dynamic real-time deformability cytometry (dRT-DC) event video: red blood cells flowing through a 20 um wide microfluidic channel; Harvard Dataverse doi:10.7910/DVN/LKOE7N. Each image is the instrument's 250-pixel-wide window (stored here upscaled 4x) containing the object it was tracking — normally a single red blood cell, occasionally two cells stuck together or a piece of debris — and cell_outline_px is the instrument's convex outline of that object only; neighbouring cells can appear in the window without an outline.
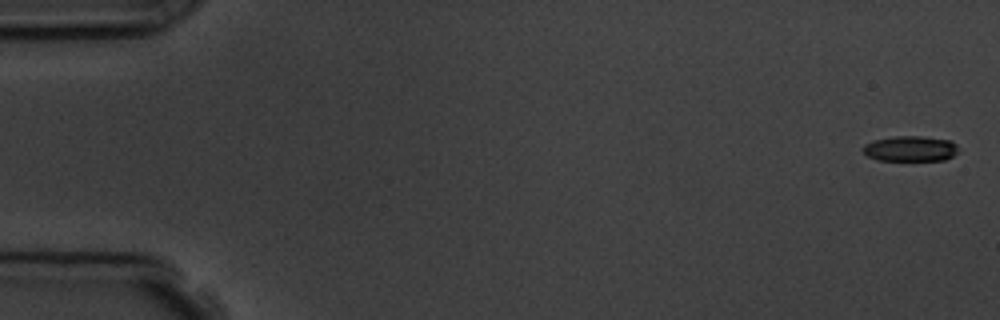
{"species": "common noctule bat (a hibernating species)", "species_latin": "Nyctalus noctula", "temperature_condition": "room temperature", "stored_images_in_passage": 5, "camera_frame_rate_fps": 3000, "um_per_image_px": 0.085, "animal": {"sex": "male", "body_mass_g": 19.5, "forearm_length_mm": 54.6}, "frame": {"image": 1, "passage_image": 1, "time_ms": 0.0, "image_size_px": [1000, 320], "cell_outline_px": [[956, 152], [952, 156], [944, 160], [876, 160], [868, 156], [860, 148], [864, 144], [872, 140], [896, 136], [920, 136], [952, 140], [956, 144]], "centroid_in_image_um": [77.33, 12.63], "position_along_channel_um": 7.7, "area_um2": 14.16}}